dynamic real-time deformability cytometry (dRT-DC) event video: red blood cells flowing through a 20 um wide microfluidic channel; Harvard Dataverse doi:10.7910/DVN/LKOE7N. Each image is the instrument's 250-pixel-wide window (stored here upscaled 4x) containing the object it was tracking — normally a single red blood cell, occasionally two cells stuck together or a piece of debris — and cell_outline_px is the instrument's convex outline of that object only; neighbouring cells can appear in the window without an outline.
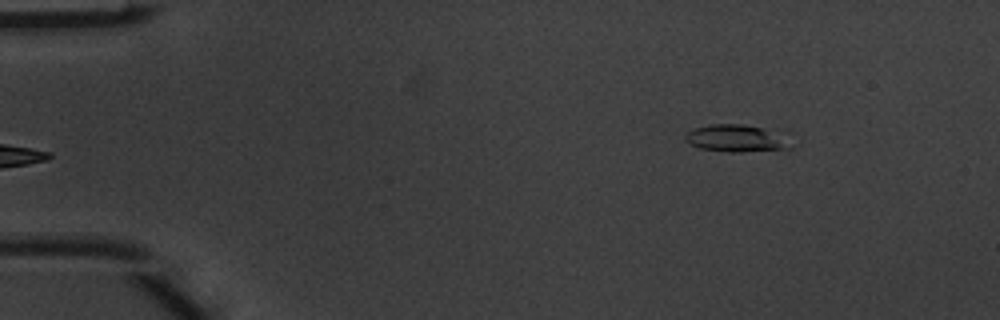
{"species": "common noctule bat (a hibernating species)", "species_latin": "Nyctalus noctula", "temperature_condition": "warm", "stored_images_in_passage": 5, "camera_frame_rate_fps": 3000, "um_per_image_px": 0.085, "animal": {"sex": "male", "body_mass_g": 20.1, "forearm_length_mm": 53.5}, "frame": {"image": 1, "passage_image": 5, "time_ms": 1.333, "image_size_px": [1000, 320], "cell_outline_px": [[792, 148], [740, 152], [728, 152], [700, 148], [684, 140], [684, 136], [692, 128], [712, 124], [740, 124], [780, 128]], "centroid_in_image_um": [62.66, 11.72], "position_along_channel_um": 22.3, "area_um2": 17.22}}